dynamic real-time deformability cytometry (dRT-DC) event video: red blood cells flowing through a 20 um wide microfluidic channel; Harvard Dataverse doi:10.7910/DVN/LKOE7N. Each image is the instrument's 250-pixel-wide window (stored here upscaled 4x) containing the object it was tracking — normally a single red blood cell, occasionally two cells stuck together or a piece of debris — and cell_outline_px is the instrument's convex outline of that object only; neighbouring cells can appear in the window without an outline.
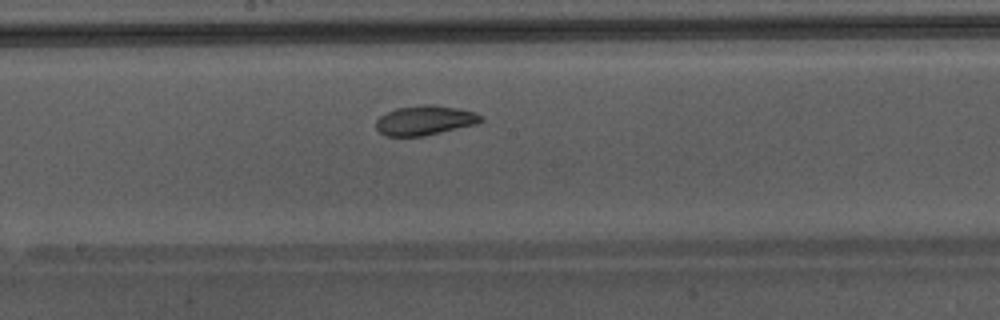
{"species": "Egyptian fruit bat (a non-hibernating species)", "species_latin": "Rousettus aegyptiacus", "temperature_condition": "warm", "stored_images_in_passage": 27, "camera_frame_rate_fps": 3000, "um_per_image_px": 0.085, "animal": {"sex": "male"}, "frame": {"image": 1, "passage_image": 12, "time_ms": 3.667, "image_size_px": [1000, 320], "cell_outline_px": [[484, 120], [476, 124], [424, 136], [384, 136], [376, 128], [376, 120], [380, 116], [396, 108], [424, 104], [432, 104], [460, 108], [476, 112], [484, 116]], "centroid_in_image_um": [36.15, 10.22], "position_along_channel_um": 212.1, "area_um2": 18.26}}
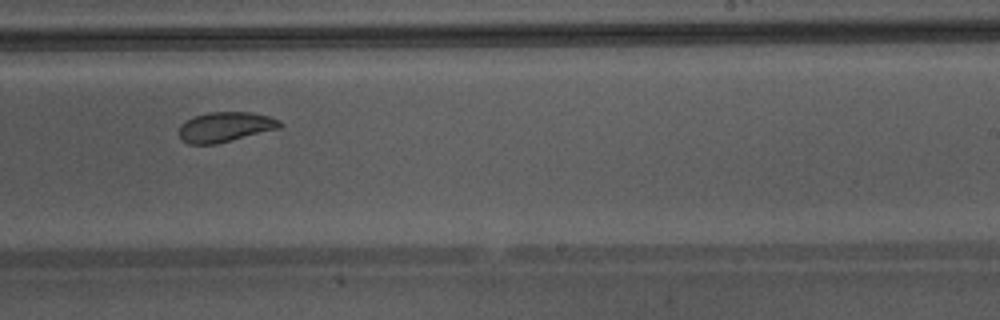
{"frame": {"image": 2, "passage_image": 16, "time_ms": 5.0, "image_size_px": [1000, 320], "cell_outline_px": [[284, 124], [280, 128], [216, 144], [188, 144], [180, 140], [180, 128], [188, 120], [196, 116], [208, 112], [252, 112], [268, 116], [280, 120]], "centroid_in_image_um": [19.19, 10.79], "position_along_channel_um": 269.8, "area_um2": 17.46}}